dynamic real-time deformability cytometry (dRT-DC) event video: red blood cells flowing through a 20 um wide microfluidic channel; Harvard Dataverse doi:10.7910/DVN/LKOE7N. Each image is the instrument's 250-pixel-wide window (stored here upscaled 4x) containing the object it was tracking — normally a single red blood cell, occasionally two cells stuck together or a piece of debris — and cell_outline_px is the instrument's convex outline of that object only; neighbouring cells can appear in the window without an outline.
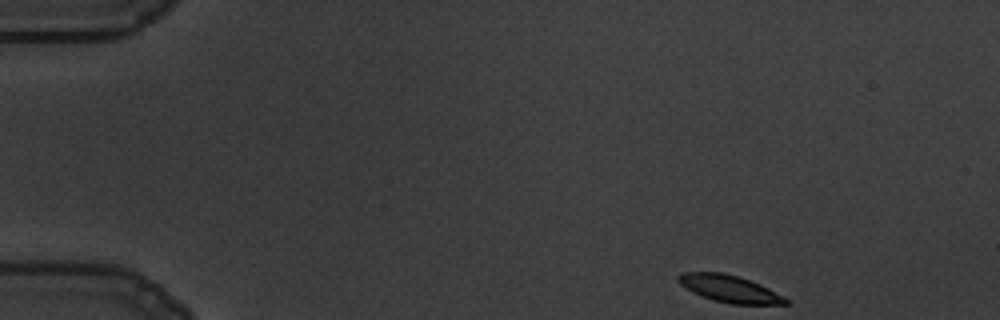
{"species": "common noctule bat (a hibernating species)", "species_latin": "Nyctalus noctula", "temperature_condition": "warm", "stored_images_in_passage": 53, "camera_frame_rate_fps": 3000, "um_per_image_px": 0.085, "animal": {"sex": "male", "body_mass_g": 19.5, "forearm_length_mm": 54.6}, "frame": {"image": 1, "passage_image": 1, "time_ms": 0.0, "image_size_px": [1000, 320], "cell_outline_px": [[788, 304], [732, 304], [712, 300], [692, 292], [684, 288], [676, 280], [676, 276], [680, 272], [720, 272], [736, 276], [760, 284], [784, 296], [788, 300]], "centroid_in_image_um": [61.95, 24.54], "position_along_channel_um": 23.1, "area_um2": 16.94}}
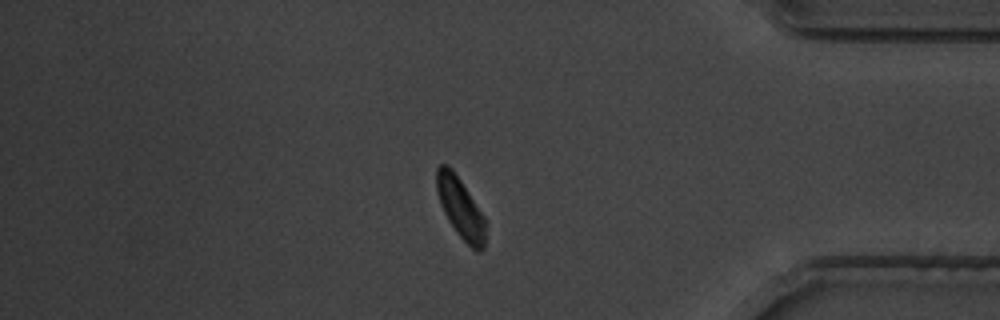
{"frame": {"image": 2, "passage_image": 44, "time_ms": 14.333, "image_size_px": [1000, 320], "cell_outline_px": [[484, 248], [480, 252], [476, 252], [456, 232], [448, 220], [440, 204], [436, 188], [436, 168], [440, 164], [448, 164], [452, 168], [484, 216]], "centroid_in_image_um": [39.11, 17.65], "position_along_channel_um": 396.1, "area_um2": 16.99}}
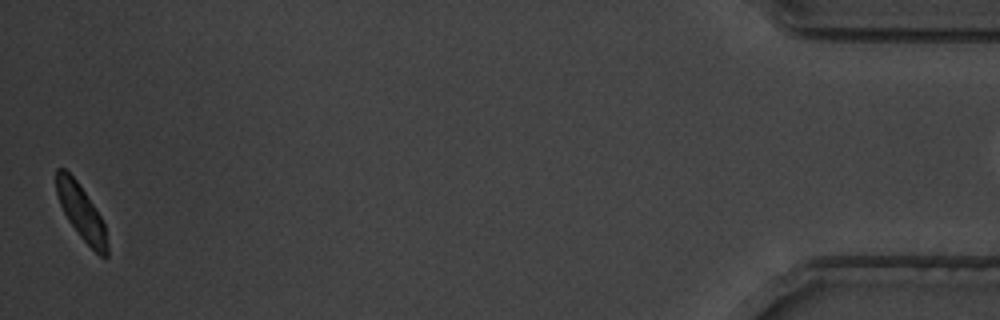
{"frame": {"image": 3, "passage_image": 52, "time_ms": 17.0, "image_size_px": [1000, 320], "cell_outline_px": [[108, 256], [100, 256], [80, 236], [68, 220], [60, 204], [56, 192], [56, 168], [64, 168], [76, 180], [100, 216], [104, 224], [108, 244]], "centroid_in_image_um": [6.9, 18.04], "position_along_channel_um": 428.3, "area_um2": 15.84}}